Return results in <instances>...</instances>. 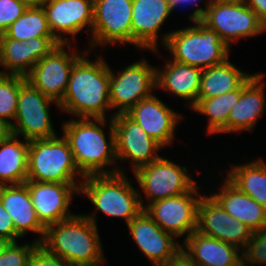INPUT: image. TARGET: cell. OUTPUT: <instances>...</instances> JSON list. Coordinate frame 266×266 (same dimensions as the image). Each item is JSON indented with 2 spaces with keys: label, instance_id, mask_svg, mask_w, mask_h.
<instances>
[{
  "label": "cell",
  "instance_id": "1",
  "mask_svg": "<svg viewBox=\"0 0 266 266\" xmlns=\"http://www.w3.org/2000/svg\"><path fill=\"white\" fill-rule=\"evenodd\" d=\"M87 51V52H86ZM75 61L66 92L59 102V111L75 118H106L111 109L109 99L110 66L102 58L95 61L86 56V49Z\"/></svg>",
  "mask_w": 266,
  "mask_h": 266
},
{
  "label": "cell",
  "instance_id": "2",
  "mask_svg": "<svg viewBox=\"0 0 266 266\" xmlns=\"http://www.w3.org/2000/svg\"><path fill=\"white\" fill-rule=\"evenodd\" d=\"M78 119V120H77ZM62 123V133L68 141L73 159L80 173L89 175L125 173L117 163L115 131L112 119L109 118H77ZM109 126V135L102 129ZM102 126V127H101ZM108 137L109 139H107ZM109 140V141H108ZM116 167V169H115ZM106 168V169H105Z\"/></svg>",
  "mask_w": 266,
  "mask_h": 266
},
{
  "label": "cell",
  "instance_id": "3",
  "mask_svg": "<svg viewBox=\"0 0 266 266\" xmlns=\"http://www.w3.org/2000/svg\"><path fill=\"white\" fill-rule=\"evenodd\" d=\"M95 213L74 214L46 228L40 243L50 254L71 266H101L104 257Z\"/></svg>",
  "mask_w": 266,
  "mask_h": 266
},
{
  "label": "cell",
  "instance_id": "4",
  "mask_svg": "<svg viewBox=\"0 0 266 266\" xmlns=\"http://www.w3.org/2000/svg\"><path fill=\"white\" fill-rule=\"evenodd\" d=\"M194 26L170 31L161 37V44L171 53L172 60L206 69L225 62L230 48L221 37L201 20Z\"/></svg>",
  "mask_w": 266,
  "mask_h": 266
},
{
  "label": "cell",
  "instance_id": "5",
  "mask_svg": "<svg viewBox=\"0 0 266 266\" xmlns=\"http://www.w3.org/2000/svg\"><path fill=\"white\" fill-rule=\"evenodd\" d=\"M126 173L89 175L82 179L79 194L87 196L108 217L124 219L130 223L142 210V194L131 185Z\"/></svg>",
  "mask_w": 266,
  "mask_h": 266
},
{
  "label": "cell",
  "instance_id": "6",
  "mask_svg": "<svg viewBox=\"0 0 266 266\" xmlns=\"http://www.w3.org/2000/svg\"><path fill=\"white\" fill-rule=\"evenodd\" d=\"M77 176L84 178L63 135L29 141L27 181L81 184Z\"/></svg>",
  "mask_w": 266,
  "mask_h": 266
},
{
  "label": "cell",
  "instance_id": "7",
  "mask_svg": "<svg viewBox=\"0 0 266 266\" xmlns=\"http://www.w3.org/2000/svg\"><path fill=\"white\" fill-rule=\"evenodd\" d=\"M53 103L59 108L58 101L42 94L25 80L20 86L11 134L23 136L28 141L56 137L50 115V105Z\"/></svg>",
  "mask_w": 266,
  "mask_h": 266
},
{
  "label": "cell",
  "instance_id": "8",
  "mask_svg": "<svg viewBox=\"0 0 266 266\" xmlns=\"http://www.w3.org/2000/svg\"><path fill=\"white\" fill-rule=\"evenodd\" d=\"M148 63L146 59H141L116 74L110 67V106L112 110H118L109 118L127 113L139 101L153 95L156 90V66Z\"/></svg>",
  "mask_w": 266,
  "mask_h": 266
},
{
  "label": "cell",
  "instance_id": "9",
  "mask_svg": "<svg viewBox=\"0 0 266 266\" xmlns=\"http://www.w3.org/2000/svg\"><path fill=\"white\" fill-rule=\"evenodd\" d=\"M148 203L181 195L191 191L197 182L188 175V169L160 156L150 164L141 166L134 174Z\"/></svg>",
  "mask_w": 266,
  "mask_h": 266
},
{
  "label": "cell",
  "instance_id": "10",
  "mask_svg": "<svg viewBox=\"0 0 266 266\" xmlns=\"http://www.w3.org/2000/svg\"><path fill=\"white\" fill-rule=\"evenodd\" d=\"M201 21L215 31L229 48L232 42L255 37L266 31L265 25L247 4L213 0Z\"/></svg>",
  "mask_w": 266,
  "mask_h": 266
},
{
  "label": "cell",
  "instance_id": "11",
  "mask_svg": "<svg viewBox=\"0 0 266 266\" xmlns=\"http://www.w3.org/2000/svg\"><path fill=\"white\" fill-rule=\"evenodd\" d=\"M89 40V51L99 45L132 44V0H94Z\"/></svg>",
  "mask_w": 266,
  "mask_h": 266
},
{
  "label": "cell",
  "instance_id": "12",
  "mask_svg": "<svg viewBox=\"0 0 266 266\" xmlns=\"http://www.w3.org/2000/svg\"><path fill=\"white\" fill-rule=\"evenodd\" d=\"M198 185L191 191L149 204L145 212L167 233L185 241L197 229Z\"/></svg>",
  "mask_w": 266,
  "mask_h": 266
},
{
  "label": "cell",
  "instance_id": "13",
  "mask_svg": "<svg viewBox=\"0 0 266 266\" xmlns=\"http://www.w3.org/2000/svg\"><path fill=\"white\" fill-rule=\"evenodd\" d=\"M71 45V42L60 43L25 76L33 87L58 102L64 97L75 61L83 54L74 51Z\"/></svg>",
  "mask_w": 266,
  "mask_h": 266
},
{
  "label": "cell",
  "instance_id": "14",
  "mask_svg": "<svg viewBox=\"0 0 266 266\" xmlns=\"http://www.w3.org/2000/svg\"><path fill=\"white\" fill-rule=\"evenodd\" d=\"M111 119L115 131L118 162L131 161L134 173L141 166L150 164L160 157L158 152L163 147L126 113L114 115Z\"/></svg>",
  "mask_w": 266,
  "mask_h": 266
},
{
  "label": "cell",
  "instance_id": "15",
  "mask_svg": "<svg viewBox=\"0 0 266 266\" xmlns=\"http://www.w3.org/2000/svg\"><path fill=\"white\" fill-rule=\"evenodd\" d=\"M197 232L244 250L253 231L228 214L210 195L203 194L198 204Z\"/></svg>",
  "mask_w": 266,
  "mask_h": 266
},
{
  "label": "cell",
  "instance_id": "16",
  "mask_svg": "<svg viewBox=\"0 0 266 266\" xmlns=\"http://www.w3.org/2000/svg\"><path fill=\"white\" fill-rule=\"evenodd\" d=\"M40 223L47 228L72 217L69 204L79 194L81 184L26 181Z\"/></svg>",
  "mask_w": 266,
  "mask_h": 266
},
{
  "label": "cell",
  "instance_id": "17",
  "mask_svg": "<svg viewBox=\"0 0 266 266\" xmlns=\"http://www.w3.org/2000/svg\"><path fill=\"white\" fill-rule=\"evenodd\" d=\"M42 8L51 33L61 43H70L86 27L91 34L94 0H51ZM66 35H71V39Z\"/></svg>",
  "mask_w": 266,
  "mask_h": 266
},
{
  "label": "cell",
  "instance_id": "18",
  "mask_svg": "<svg viewBox=\"0 0 266 266\" xmlns=\"http://www.w3.org/2000/svg\"><path fill=\"white\" fill-rule=\"evenodd\" d=\"M61 42L55 36L13 40L0 34V74L26 76L33 66Z\"/></svg>",
  "mask_w": 266,
  "mask_h": 266
},
{
  "label": "cell",
  "instance_id": "19",
  "mask_svg": "<svg viewBox=\"0 0 266 266\" xmlns=\"http://www.w3.org/2000/svg\"><path fill=\"white\" fill-rule=\"evenodd\" d=\"M127 226L133 241L154 266L174 258L182 249V243L165 232L145 210H142Z\"/></svg>",
  "mask_w": 266,
  "mask_h": 266
},
{
  "label": "cell",
  "instance_id": "20",
  "mask_svg": "<svg viewBox=\"0 0 266 266\" xmlns=\"http://www.w3.org/2000/svg\"><path fill=\"white\" fill-rule=\"evenodd\" d=\"M126 114L163 148L174 142L176 126L182 119V114L167 106L155 94L139 101Z\"/></svg>",
  "mask_w": 266,
  "mask_h": 266
},
{
  "label": "cell",
  "instance_id": "21",
  "mask_svg": "<svg viewBox=\"0 0 266 266\" xmlns=\"http://www.w3.org/2000/svg\"><path fill=\"white\" fill-rule=\"evenodd\" d=\"M172 12L169 0H132V45L159 52V31Z\"/></svg>",
  "mask_w": 266,
  "mask_h": 266
},
{
  "label": "cell",
  "instance_id": "22",
  "mask_svg": "<svg viewBox=\"0 0 266 266\" xmlns=\"http://www.w3.org/2000/svg\"><path fill=\"white\" fill-rule=\"evenodd\" d=\"M181 251L194 266H236L243 260L238 247L197 231L183 241Z\"/></svg>",
  "mask_w": 266,
  "mask_h": 266
},
{
  "label": "cell",
  "instance_id": "23",
  "mask_svg": "<svg viewBox=\"0 0 266 266\" xmlns=\"http://www.w3.org/2000/svg\"><path fill=\"white\" fill-rule=\"evenodd\" d=\"M0 200L13 221L15 231L22 238L29 231L37 233L41 237L35 240L41 243L44 239L46 228L37 218L27 185L22 183L0 186Z\"/></svg>",
  "mask_w": 266,
  "mask_h": 266
},
{
  "label": "cell",
  "instance_id": "24",
  "mask_svg": "<svg viewBox=\"0 0 266 266\" xmlns=\"http://www.w3.org/2000/svg\"><path fill=\"white\" fill-rule=\"evenodd\" d=\"M162 68H156V89L189 101L187 107L193 108L197 104L202 69L174 60L167 61Z\"/></svg>",
  "mask_w": 266,
  "mask_h": 266
},
{
  "label": "cell",
  "instance_id": "25",
  "mask_svg": "<svg viewBox=\"0 0 266 266\" xmlns=\"http://www.w3.org/2000/svg\"><path fill=\"white\" fill-rule=\"evenodd\" d=\"M265 74L259 73L241 92L227 119V133L252 131L266 109L262 83Z\"/></svg>",
  "mask_w": 266,
  "mask_h": 266
},
{
  "label": "cell",
  "instance_id": "26",
  "mask_svg": "<svg viewBox=\"0 0 266 266\" xmlns=\"http://www.w3.org/2000/svg\"><path fill=\"white\" fill-rule=\"evenodd\" d=\"M218 192L210 196L230 215L245 223L252 231L266 227V208L241 192L227 178Z\"/></svg>",
  "mask_w": 266,
  "mask_h": 266
},
{
  "label": "cell",
  "instance_id": "27",
  "mask_svg": "<svg viewBox=\"0 0 266 266\" xmlns=\"http://www.w3.org/2000/svg\"><path fill=\"white\" fill-rule=\"evenodd\" d=\"M19 139L10 134L0 143V186L27 181L29 141Z\"/></svg>",
  "mask_w": 266,
  "mask_h": 266
},
{
  "label": "cell",
  "instance_id": "28",
  "mask_svg": "<svg viewBox=\"0 0 266 266\" xmlns=\"http://www.w3.org/2000/svg\"><path fill=\"white\" fill-rule=\"evenodd\" d=\"M252 75L243 72L229 58L218 65L202 70L197 103L238 89Z\"/></svg>",
  "mask_w": 266,
  "mask_h": 266
},
{
  "label": "cell",
  "instance_id": "29",
  "mask_svg": "<svg viewBox=\"0 0 266 266\" xmlns=\"http://www.w3.org/2000/svg\"><path fill=\"white\" fill-rule=\"evenodd\" d=\"M252 74L238 89L209 99L200 100L192 109L208 117V134L227 133V119L231 108L238 102L242 90L258 75Z\"/></svg>",
  "mask_w": 266,
  "mask_h": 266
},
{
  "label": "cell",
  "instance_id": "30",
  "mask_svg": "<svg viewBox=\"0 0 266 266\" xmlns=\"http://www.w3.org/2000/svg\"><path fill=\"white\" fill-rule=\"evenodd\" d=\"M232 167L226 178L266 208V163L262 158Z\"/></svg>",
  "mask_w": 266,
  "mask_h": 266
},
{
  "label": "cell",
  "instance_id": "31",
  "mask_svg": "<svg viewBox=\"0 0 266 266\" xmlns=\"http://www.w3.org/2000/svg\"><path fill=\"white\" fill-rule=\"evenodd\" d=\"M7 38L27 41L30 38L54 36L51 33L42 6H29L25 12L4 32Z\"/></svg>",
  "mask_w": 266,
  "mask_h": 266
},
{
  "label": "cell",
  "instance_id": "32",
  "mask_svg": "<svg viewBox=\"0 0 266 266\" xmlns=\"http://www.w3.org/2000/svg\"><path fill=\"white\" fill-rule=\"evenodd\" d=\"M24 76L0 74V120L10 127L16 117L17 103Z\"/></svg>",
  "mask_w": 266,
  "mask_h": 266
},
{
  "label": "cell",
  "instance_id": "33",
  "mask_svg": "<svg viewBox=\"0 0 266 266\" xmlns=\"http://www.w3.org/2000/svg\"><path fill=\"white\" fill-rule=\"evenodd\" d=\"M39 244L36 240L22 245L10 242L0 257V266H29L31 254Z\"/></svg>",
  "mask_w": 266,
  "mask_h": 266
},
{
  "label": "cell",
  "instance_id": "34",
  "mask_svg": "<svg viewBox=\"0 0 266 266\" xmlns=\"http://www.w3.org/2000/svg\"><path fill=\"white\" fill-rule=\"evenodd\" d=\"M242 255L243 261L249 266L266 265V227L253 231Z\"/></svg>",
  "mask_w": 266,
  "mask_h": 266
},
{
  "label": "cell",
  "instance_id": "35",
  "mask_svg": "<svg viewBox=\"0 0 266 266\" xmlns=\"http://www.w3.org/2000/svg\"><path fill=\"white\" fill-rule=\"evenodd\" d=\"M28 7L26 0H0V34H4Z\"/></svg>",
  "mask_w": 266,
  "mask_h": 266
},
{
  "label": "cell",
  "instance_id": "36",
  "mask_svg": "<svg viewBox=\"0 0 266 266\" xmlns=\"http://www.w3.org/2000/svg\"><path fill=\"white\" fill-rule=\"evenodd\" d=\"M29 266H71L68 262L59 256L50 254L40 244L31 254Z\"/></svg>",
  "mask_w": 266,
  "mask_h": 266
},
{
  "label": "cell",
  "instance_id": "37",
  "mask_svg": "<svg viewBox=\"0 0 266 266\" xmlns=\"http://www.w3.org/2000/svg\"><path fill=\"white\" fill-rule=\"evenodd\" d=\"M0 238H4L9 242H17L21 236L15 231L13 221L9 213L4 209L0 200Z\"/></svg>",
  "mask_w": 266,
  "mask_h": 266
},
{
  "label": "cell",
  "instance_id": "38",
  "mask_svg": "<svg viewBox=\"0 0 266 266\" xmlns=\"http://www.w3.org/2000/svg\"><path fill=\"white\" fill-rule=\"evenodd\" d=\"M199 1L201 0H169L170 2V6L172 8V11H174L175 8L179 7V6H193L195 5H199ZM213 0H208V2L205 1L204 4L205 8L203 7H197L193 13L191 12V14L188 16L190 21H198V20H202L204 15L206 14V10H207V6L210 4V2H212Z\"/></svg>",
  "mask_w": 266,
  "mask_h": 266
},
{
  "label": "cell",
  "instance_id": "39",
  "mask_svg": "<svg viewBox=\"0 0 266 266\" xmlns=\"http://www.w3.org/2000/svg\"><path fill=\"white\" fill-rule=\"evenodd\" d=\"M246 4L256 13L266 27V0H247Z\"/></svg>",
  "mask_w": 266,
  "mask_h": 266
},
{
  "label": "cell",
  "instance_id": "40",
  "mask_svg": "<svg viewBox=\"0 0 266 266\" xmlns=\"http://www.w3.org/2000/svg\"><path fill=\"white\" fill-rule=\"evenodd\" d=\"M159 266H194L189 258L180 251L174 258L167 260Z\"/></svg>",
  "mask_w": 266,
  "mask_h": 266
},
{
  "label": "cell",
  "instance_id": "41",
  "mask_svg": "<svg viewBox=\"0 0 266 266\" xmlns=\"http://www.w3.org/2000/svg\"><path fill=\"white\" fill-rule=\"evenodd\" d=\"M11 134L10 126L0 120V143L3 142Z\"/></svg>",
  "mask_w": 266,
  "mask_h": 266
},
{
  "label": "cell",
  "instance_id": "42",
  "mask_svg": "<svg viewBox=\"0 0 266 266\" xmlns=\"http://www.w3.org/2000/svg\"><path fill=\"white\" fill-rule=\"evenodd\" d=\"M29 6H42L51 0H26Z\"/></svg>",
  "mask_w": 266,
  "mask_h": 266
},
{
  "label": "cell",
  "instance_id": "43",
  "mask_svg": "<svg viewBox=\"0 0 266 266\" xmlns=\"http://www.w3.org/2000/svg\"><path fill=\"white\" fill-rule=\"evenodd\" d=\"M10 242L4 238H0V257L2 256L3 251L8 246Z\"/></svg>",
  "mask_w": 266,
  "mask_h": 266
},
{
  "label": "cell",
  "instance_id": "44",
  "mask_svg": "<svg viewBox=\"0 0 266 266\" xmlns=\"http://www.w3.org/2000/svg\"><path fill=\"white\" fill-rule=\"evenodd\" d=\"M225 3L246 4L247 0H218Z\"/></svg>",
  "mask_w": 266,
  "mask_h": 266
},
{
  "label": "cell",
  "instance_id": "45",
  "mask_svg": "<svg viewBox=\"0 0 266 266\" xmlns=\"http://www.w3.org/2000/svg\"><path fill=\"white\" fill-rule=\"evenodd\" d=\"M236 266H248V265L242 260Z\"/></svg>",
  "mask_w": 266,
  "mask_h": 266
}]
</instances>
